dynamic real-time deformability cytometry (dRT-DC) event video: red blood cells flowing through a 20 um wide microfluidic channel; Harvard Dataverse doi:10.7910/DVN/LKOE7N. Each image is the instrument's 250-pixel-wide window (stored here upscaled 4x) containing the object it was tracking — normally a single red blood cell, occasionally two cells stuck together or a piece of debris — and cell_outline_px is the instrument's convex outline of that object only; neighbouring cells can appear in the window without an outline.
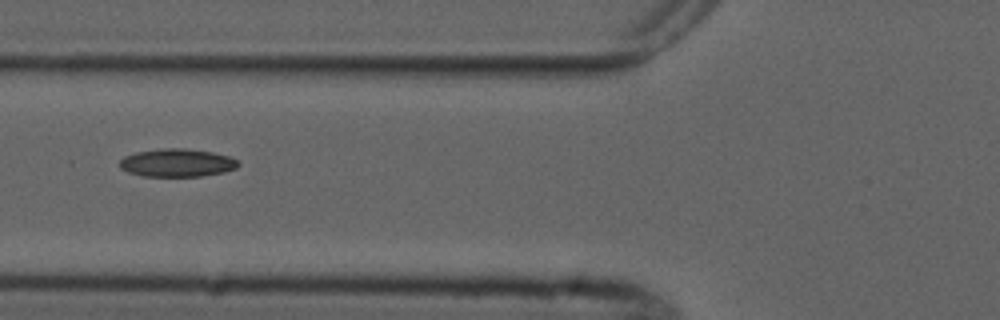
{"species": "common noctule bat (a hibernating species)", "species_latin": "Nyctalus noctula", "temperature_condition": "cold", "stored_images_in_passage": 6, "camera_frame_rate_fps": 3000, "um_per_image_px": 0.085, "animal": {"sex": "male", "forearm_length_mm": 52.5}, "frame": {"image": 1, "passage_image": 4, "time_ms": 3.667, "image_size_px": [1000, 320], "cell_outline_px": [[240, 164], [236, 168], [224, 172], [200, 176], [144, 176], [128, 172], [120, 168], [120, 160], [124, 156], [136, 152], [164, 148], [184, 148], [212, 152], [228, 156], [236, 160]], "centroid_in_image_um": [15.04, 13.83], "position_along_channel_um": 110.8, "area_um2": 19.25}}
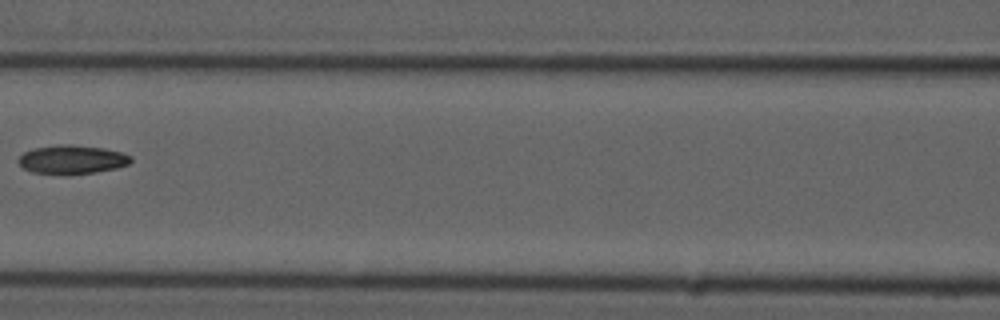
{"frame": {"image": 2, "passage_image": 5, "time_ms": 5.0, "image_size_px": [1000, 320], "cell_outline_px": [[132, 160], [128, 164], [116, 168], [92, 172], [64, 176], [32, 172], [24, 168], [16, 160], [24, 152], [32, 148], [64, 144], [72, 144], [104, 148], [120, 152], [132, 156]], "centroid_in_image_um": [6.09, 13.57], "position_along_channel_um": 160.5, "area_um2": 19.07}}
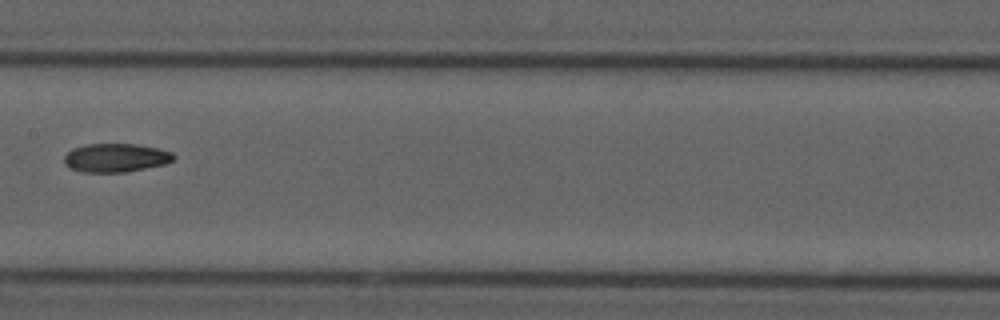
{"frame": {"image": 3, "passage_image": 6, "time_ms": 6.0, "image_size_px": [1000, 320], "cell_outline_px": [[176, 156], [172, 160], [164, 164], [124, 172], [80, 172], [64, 164], [64, 156], [72, 148], [84, 144], [136, 144], [156, 148], [172, 152]], "centroid_in_image_um": [9.8, 13.4], "position_along_channel_um": 197.6, "area_um2": 18.15}}